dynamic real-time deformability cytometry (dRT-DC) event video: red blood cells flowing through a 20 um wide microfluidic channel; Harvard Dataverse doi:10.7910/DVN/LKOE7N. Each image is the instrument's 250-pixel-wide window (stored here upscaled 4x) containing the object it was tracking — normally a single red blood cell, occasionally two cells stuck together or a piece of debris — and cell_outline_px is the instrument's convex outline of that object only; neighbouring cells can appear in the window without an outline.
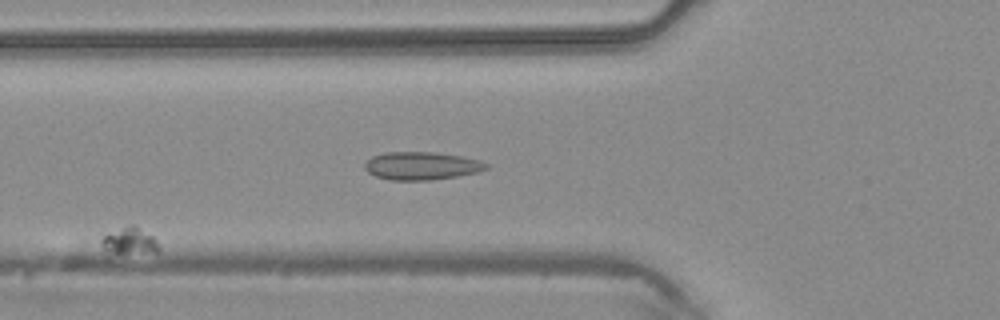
{"species": "common noctule bat (a hibernating species)", "species_latin": "Nyctalus noctula", "temperature_condition": "warm", "stored_images_in_passage": 6, "camera_frame_rate_fps": 3000, "um_per_image_px": 0.085, "animal": {"sex": "male", "body_mass_g": 20.4}, "frame": {"image": 1, "passage_image": 5, "time_ms": 1.333, "image_size_px": [1000, 320], "cell_outline_px": [[160, 252], [108, 260], [100, 240], [104, 236], [132, 224], [152, 236], [156, 240], [160, 248]], "centroid_in_image_um": [10.96, 20.68], "position_along_channel_um": 114.8, "area_um2": 10.06}}